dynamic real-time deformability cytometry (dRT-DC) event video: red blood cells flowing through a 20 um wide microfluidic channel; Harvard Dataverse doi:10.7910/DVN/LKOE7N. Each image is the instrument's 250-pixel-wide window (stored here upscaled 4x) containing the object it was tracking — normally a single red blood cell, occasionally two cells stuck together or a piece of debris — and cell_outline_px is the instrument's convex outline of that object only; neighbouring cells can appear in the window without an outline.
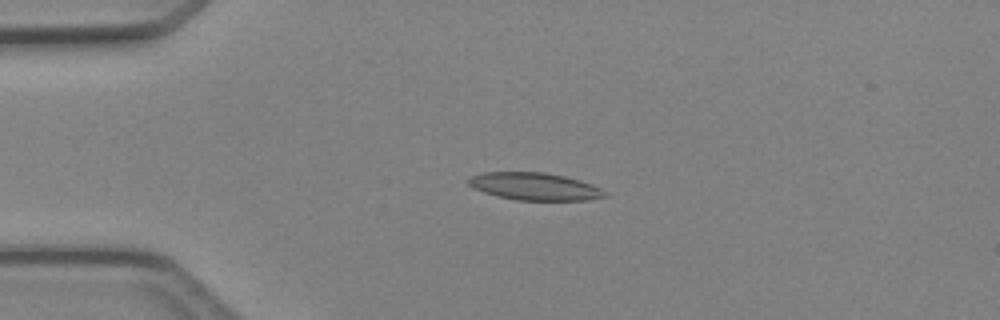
{"species": "Egyptian fruit bat (a non-hibernating species)", "species_latin": "Rousettus aegyptiacus", "temperature_condition": "cold", "stored_images_in_passage": 5, "camera_frame_rate_fps": 3000, "um_per_image_px": 0.085, "animal": {"sex": "female"}, "frame": {"image": 1, "passage_image": 3, "time_ms": 2.333, "image_size_px": [1000, 320], "cell_outline_px": [[608, 196], [588, 200], [516, 200], [484, 192], [472, 188], [468, 184], [468, 180], [472, 176], [484, 172], [544, 172], [564, 176], [580, 180], [592, 184], [608, 192]], "centroid_in_image_um": [45.48, 15.85], "position_along_channel_um": 39.5, "area_um2": 21.79}}
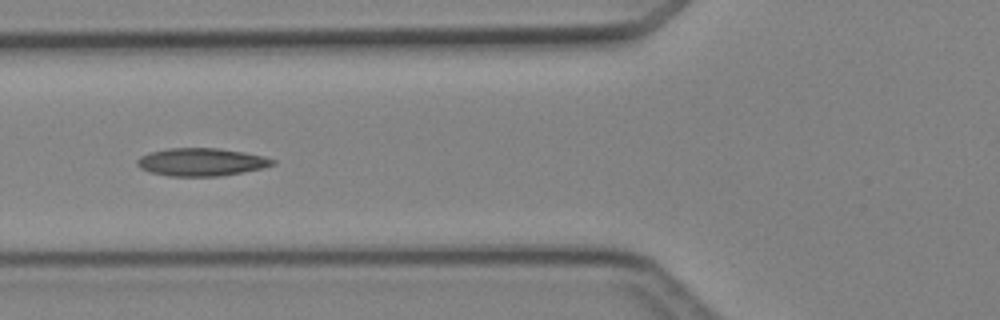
{"frame": {"image": 2, "passage_image": 5, "time_ms": 4.667, "image_size_px": [1000, 320], "cell_outline_px": [[276, 164], [260, 168], [220, 176], [168, 176], [152, 172], [140, 168], [136, 164], [136, 160], [140, 156], [148, 152], [164, 148], [216, 148], [244, 152], [264, 156], [276, 160]], "centroid_in_image_um": [17.07, 13.76], "position_along_channel_um": 108.7, "area_um2": 21.96}}